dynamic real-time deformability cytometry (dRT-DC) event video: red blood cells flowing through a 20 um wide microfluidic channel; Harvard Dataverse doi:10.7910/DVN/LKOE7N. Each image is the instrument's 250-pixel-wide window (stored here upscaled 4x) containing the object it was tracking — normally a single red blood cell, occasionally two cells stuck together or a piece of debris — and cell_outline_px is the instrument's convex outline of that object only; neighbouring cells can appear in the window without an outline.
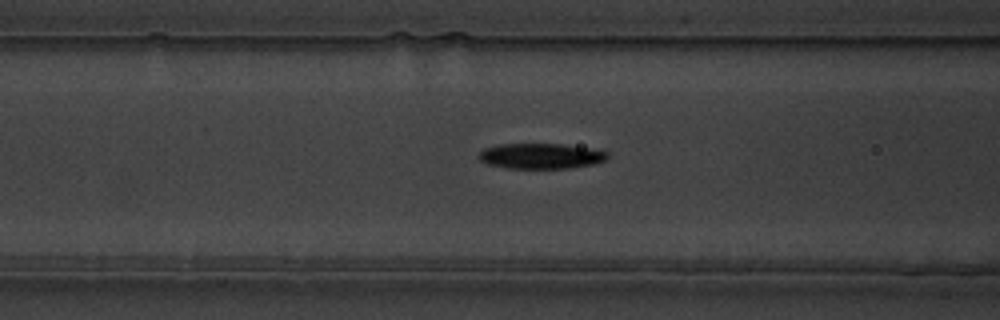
{"species": "common noctule bat (a hibernating species)", "species_latin": "Nyctalus noctula", "temperature_condition": "warm", "stored_images_in_passage": 36, "camera_frame_rate_fps": 3000, "um_per_image_px": 0.085, "animal": {"sex": "male", "body_mass_g": 19.5, "forearm_length_mm": 54.6}, "frame": {"image": 1, "passage_image": 12, "time_ms": 3.667, "image_size_px": [1000, 320], "cell_outline_px": [[608, 156], [604, 160], [592, 164], [568, 168], [508, 168], [488, 164], [480, 160], [476, 156], [484, 148], [500, 144], [560, 144], [608, 152]], "centroid_in_image_um": [45.9, 13.26], "position_along_channel_um": 120.7, "area_um2": 18.73}}
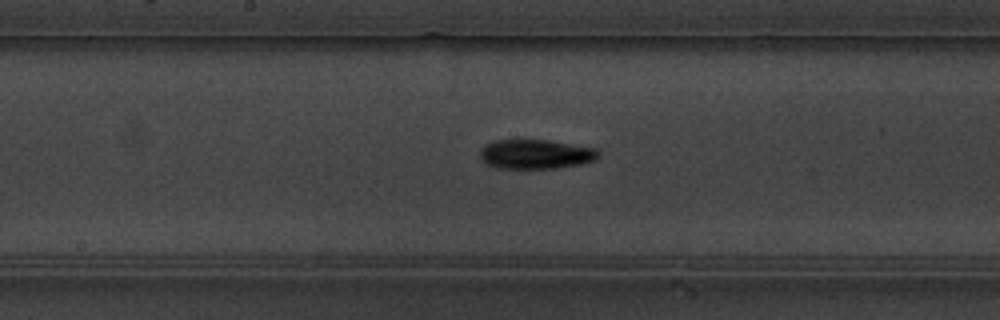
{"frame": {"image": 2, "passage_image": 19, "time_ms": 6.0, "image_size_px": [1000, 320], "cell_outline_px": [[600, 156], [596, 160], [580, 164], [560, 168], [496, 168], [484, 164], [480, 156], [480, 148], [484, 144], [492, 140], [548, 140], [596, 148], [600, 152]], "centroid_in_image_um": [45.51, 13.1], "position_along_channel_um": 202.7, "area_um2": 20.63}}
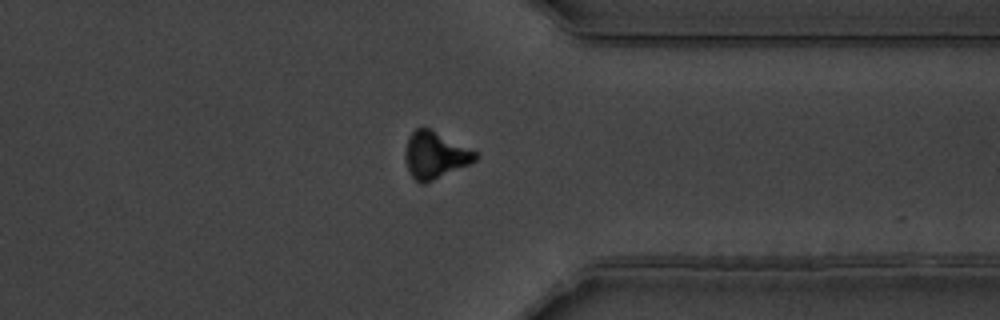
{"frame": {"image": 3, "passage_image": 34, "time_ms": 11.0, "image_size_px": [1000, 320], "cell_outline_px": [[480, 156], [476, 160], [468, 164], [424, 184], [420, 184], [408, 172], [404, 156], [404, 152], [408, 136], [416, 128], [428, 128], [476, 152]], "centroid_in_image_um": [36.93, 13.2], "position_along_channel_um": 374.5, "area_um2": 18.84}}